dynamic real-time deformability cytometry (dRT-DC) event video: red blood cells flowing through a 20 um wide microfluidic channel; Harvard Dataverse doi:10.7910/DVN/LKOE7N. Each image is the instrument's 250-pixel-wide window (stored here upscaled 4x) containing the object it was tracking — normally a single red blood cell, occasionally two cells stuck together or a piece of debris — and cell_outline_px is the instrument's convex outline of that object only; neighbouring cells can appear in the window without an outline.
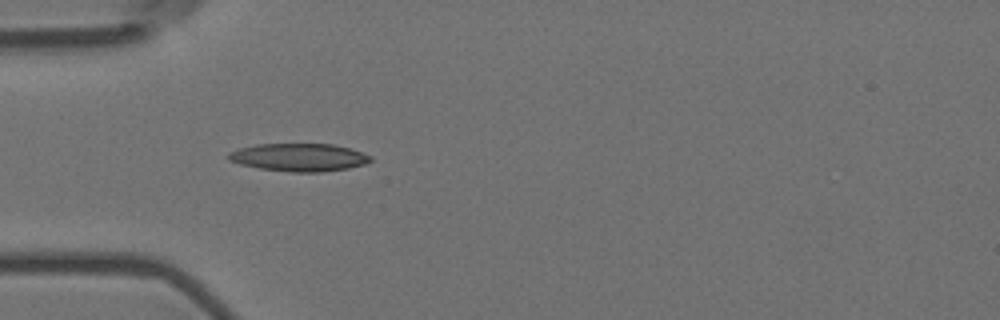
{"species": "Egyptian fruit bat (a non-hibernating species)", "species_latin": "Rousettus aegyptiacus", "temperature_condition": "room temperature", "stored_images_in_passage": 22, "camera_frame_rate_fps": 3000, "um_per_image_px": 0.085, "animal": {"sex": "female"}, "frame": {"image": 1, "passage_image": 1, "time_ms": 0.0, "image_size_px": [1000, 320], "cell_outline_px": [[372, 160], [364, 164], [348, 168], [320, 172], [288, 172], [260, 168], [240, 164], [228, 160], [228, 152], [240, 148], [256, 144], [332, 144], [348, 148], [372, 156]], "centroid_in_image_um": [25.39, 13.37], "position_along_channel_um": 59.6, "area_um2": 22.95}}
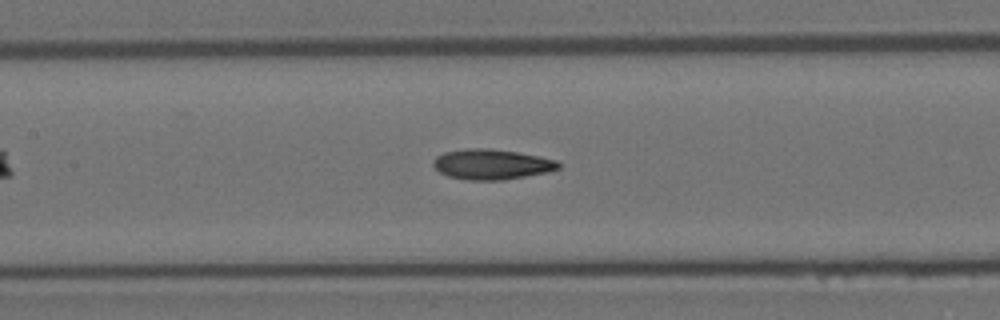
{"frame": {"image": 2, "passage_image": 10, "time_ms": 3.0, "image_size_px": [1000, 320], "cell_outline_px": [[560, 168], [548, 172], [504, 180], [468, 180], [448, 176], [440, 172], [432, 164], [432, 160], [436, 156], [444, 152], [468, 148], [488, 148], [516, 152], [540, 156], [556, 160], [560, 164]], "centroid_in_image_um": [41.78, 13.96], "position_along_channel_um": 165.6, "area_um2": 22.14}}
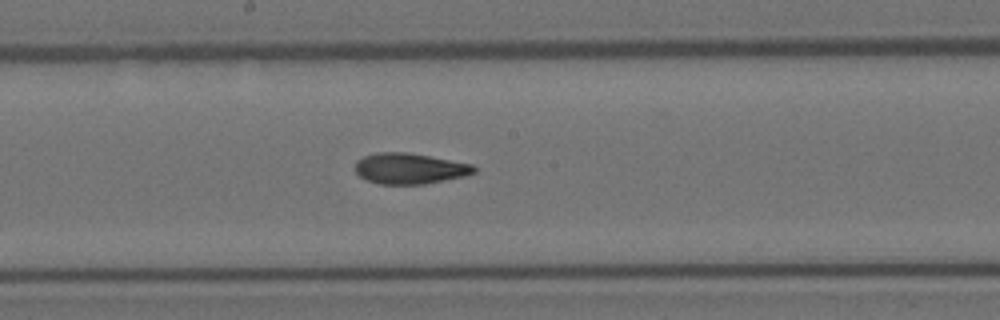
{"frame": {"image": 3, "passage_image": 14, "time_ms": 4.333, "image_size_px": [1000, 320], "cell_outline_px": [[476, 172], [464, 176], [424, 184], [380, 184], [368, 180], [360, 176], [356, 172], [356, 160], [364, 156], [376, 152], [404, 152], [428, 156], [472, 164], [476, 168]], "centroid_in_image_um": [34.81, 14.32], "position_along_channel_um": 213.4, "area_um2": 21.1}}